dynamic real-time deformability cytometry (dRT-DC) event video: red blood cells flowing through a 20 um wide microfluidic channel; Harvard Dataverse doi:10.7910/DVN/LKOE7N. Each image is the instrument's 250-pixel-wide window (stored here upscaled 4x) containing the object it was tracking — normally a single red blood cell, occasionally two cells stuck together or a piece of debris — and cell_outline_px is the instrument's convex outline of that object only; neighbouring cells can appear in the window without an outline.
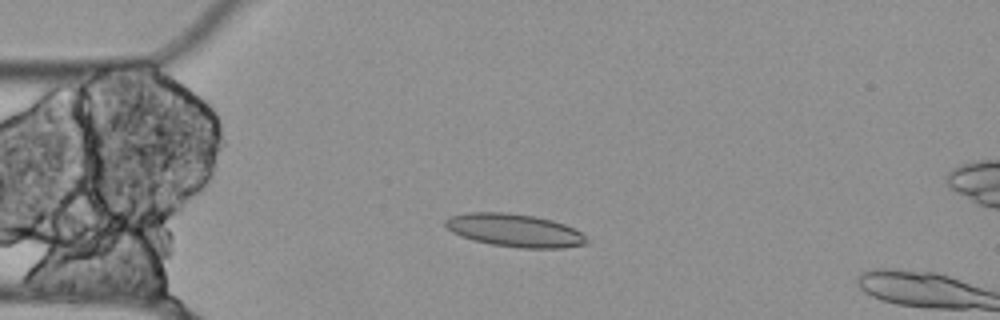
{"species": "Egyptian fruit bat (a non-hibernating species)", "species_latin": "Rousettus aegyptiacus", "temperature_condition": "cold", "stored_images_in_passage": 12, "camera_frame_rate_fps": 3000, "um_per_image_px": 0.085, "animal": {"sex": "female"}, "frame": {"image": 1, "passage_image": 10, "time_ms": 3.0, "image_size_px": [1000, 320], "cell_outline_px": [[588, 244], [564, 248], [520, 248], [492, 244], [472, 240], [460, 236], [452, 232], [444, 224], [444, 220], [452, 216], [468, 212], [504, 212], [536, 216], [552, 220], [564, 224], [580, 232], [588, 240]], "centroid_in_image_um": [43.74, 19.58], "position_along_channel_um": 41.3, "area_um2": 27.17}}